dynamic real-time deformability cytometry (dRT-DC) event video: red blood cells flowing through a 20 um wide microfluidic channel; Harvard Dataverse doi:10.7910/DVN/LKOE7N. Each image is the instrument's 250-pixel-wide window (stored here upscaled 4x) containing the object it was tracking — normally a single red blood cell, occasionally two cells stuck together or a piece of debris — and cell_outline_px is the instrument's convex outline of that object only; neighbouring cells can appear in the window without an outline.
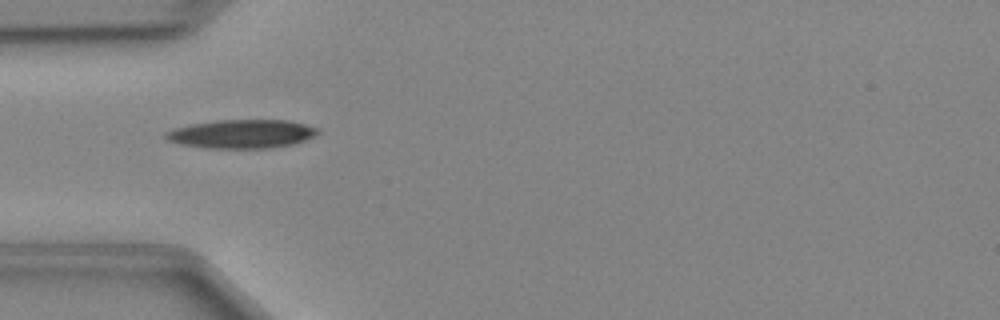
{"species": "Egyptian fruit bat (a non-hibernating species)", "species_latin": "Rousettus aegyptiacus", "temperature_condition": "cold", "stored_images_in_passage": 34, "camera_frame_rate_fps": 3000, "um_per_image_px": 0.085, "animal": {"sex": "female"}, "frame": {"image": 1, "passage_image": 1, "time_ms": 0.0, "image_size_px": [1000, 320], "cell_outline_px": [[320, 132], [316, 136], [292, 144], [268, 148], [204, 148], [180, 144], [168, 140], [164, 136], [164, 132], [172, 128], [192, 124], [220, 120], [288, 120], [320, 128]], "centroid_in_image_um": [20.54, 11.38], "position_along_channel_um": 64.5, "area_um2": 25.49}}
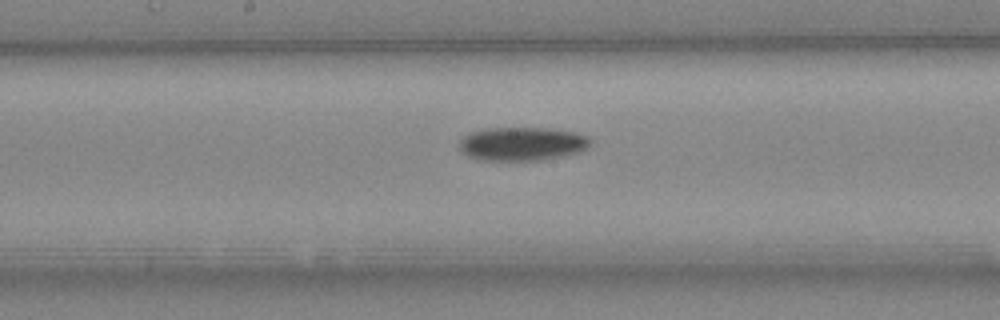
{"frame": {"image": 2, "passage_image": 11, "time_ms": 3.333, "image_size_px": [1000, 320], "cell_outline_px": [[592, 144], [588, 148], [580, 152], [544, 160], [480, 160], [468, 156], [456, 144], [464, 136], [472, 132], [488, 128], [544, 128], [576, 132], [588, 136], [592, 140]], "centroid_in_image_um": [44.42, 12.23], "position_along_channel_um": 203.8, "area_um2": 25.84}}
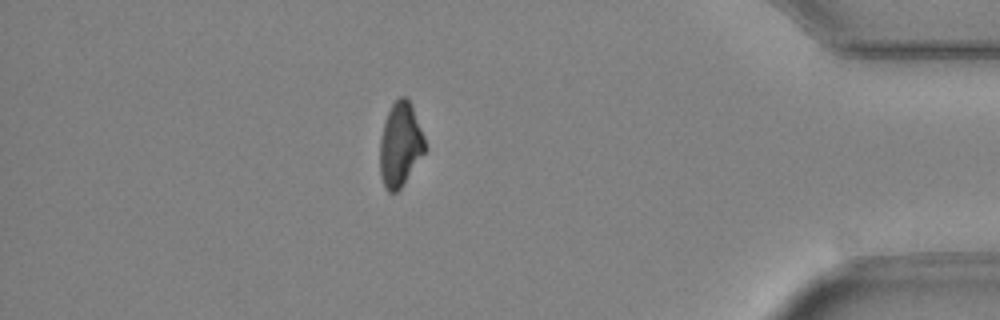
{"frame": {"image": 3, "passage_image": 28, "time_ms": 9.0, "image_size_px": [1000, 320], "cell_outline_px": [[428, 148], [400, 188], [396, 192], [388, 192], [384, 188], [380, 172], [380, 140], [384, 124], [388, 112], [392, 104], [400, 96], [404, 96], [408, 100], [412, 108], [424, 136]], "centroid_in_image_um": [34.02, 12.32], "position_along_channel_um": 401.2, "area_um2": 21.85}}